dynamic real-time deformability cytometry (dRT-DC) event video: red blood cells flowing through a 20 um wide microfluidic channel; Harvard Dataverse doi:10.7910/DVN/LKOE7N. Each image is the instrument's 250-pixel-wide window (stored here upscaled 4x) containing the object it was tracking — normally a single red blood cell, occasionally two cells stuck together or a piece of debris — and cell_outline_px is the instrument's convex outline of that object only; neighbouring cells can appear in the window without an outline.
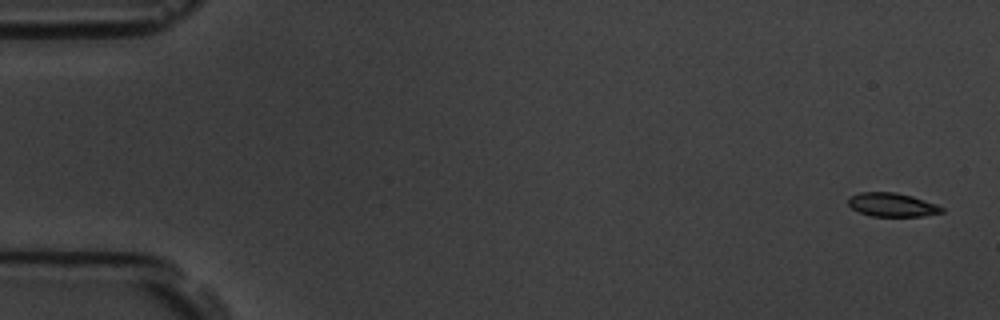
{"species": "common noctule bat (a hibernating species)", "species_latin": "Nyctalus noctula", "temperature_condition": "room temperature", "stored_images_in_passage": 5, "camera_frame_rate_fps": 3000, "um_per_image_px": 0.085, "animal": {"sex": "male", "body_mass_g": 19.5, "forearm_length_mm": 54.6}, "frame": {"image": 1, "passage_image": 1, "time_ms": 0.0, "image_size_px": [1000, 320], "cell_outline_px": [[944, 212], [924, 216], [872, 216], [860, 212], [852, 208], [848, 204], [848, 196], [860, 192], [896, 192], [912, 196], [936, 204], [944, 208]], "centroid_in_image_um": [75.82, 17.4], "position_along_channel_um": 9.2, "area_um2": 12.95}}
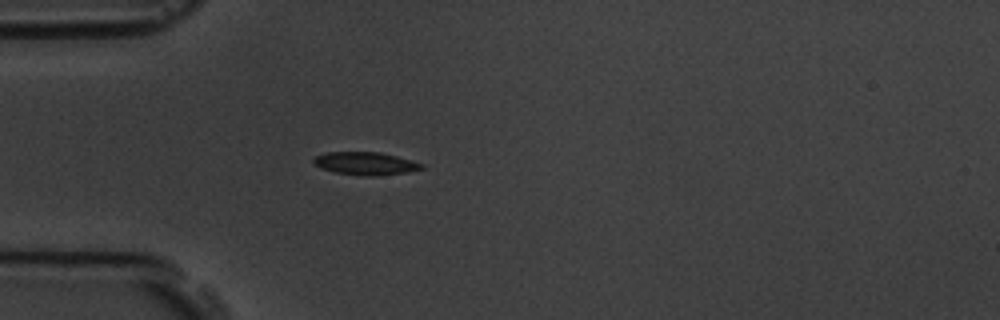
{"frame": {"image": 2, "passage_image": 5, "time_ms": 4.667, "image_size_px": [1000, 320], "cell_outline_px": [[424, 168], [408, 172], [376, 176], [364, 176], [336, 172], [320, 168], [312, 160], [316, 156], [324, 152], [380, 152], [396, 156], [424, 164]], "centroid_in_image_um": [31.07, 13.89], "position_along_channel_um": 53.9, "area_um2": 14.33}}